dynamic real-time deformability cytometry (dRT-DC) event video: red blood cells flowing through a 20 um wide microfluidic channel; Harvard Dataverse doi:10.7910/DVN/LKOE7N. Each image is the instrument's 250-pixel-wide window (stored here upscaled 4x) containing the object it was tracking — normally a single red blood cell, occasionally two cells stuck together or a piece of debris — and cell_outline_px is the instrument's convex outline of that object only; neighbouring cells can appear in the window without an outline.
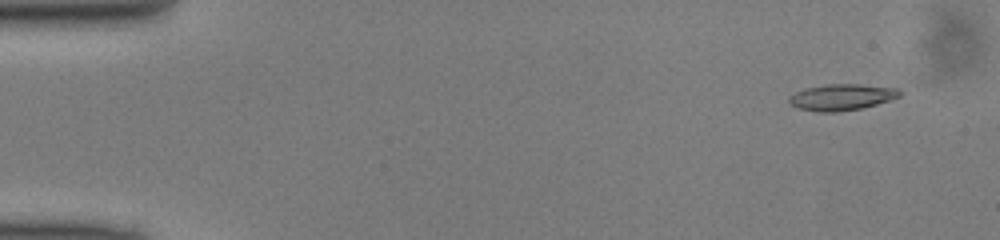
{"species": "common noctule bat (a hibernating species)", "species_latin": "Nyctalus noctula", "temperature_condition": "cold", "stored_images_in_passage": 50, "camera_frame_rate_fps": 3000, "um_per_image_px": 0.085, "animal": {"sex": "male", "body_mass_g": 13.0, "forearm_length_mm": 53.1}, "frame": {"image": 1, "passage_image": 4, "time_ms": 1.0, "image_size_px": [1000, 240], "cell_outline_px": [[900, 96], [864, 108], [836, 112], [816, 112], [800, 108], [792, 104], [788, 100], [788, 96], [804, 88], [828, 84], [860, 84], [896, 88], [900, 92]], "centroid_in_image_um": [71.51, 8.26], "position_along_channel_um": 13.5, "area_um2": 16.82}}
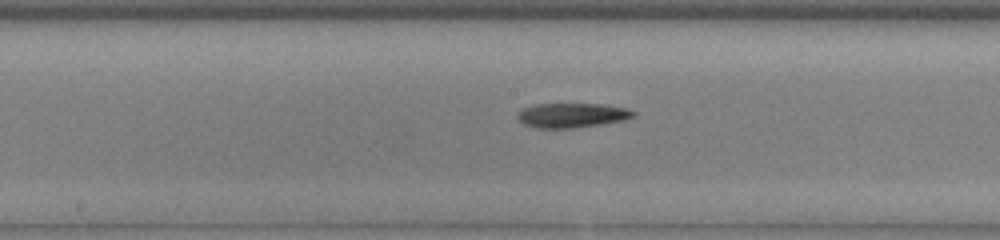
{"frame": {"image": 2, "passage_image": 26, "time_ms": 8.333, "image_size_px": [1000, 240], "cell_outline_px": [[636, 116], [624, 120], [600, 124], [572, 128], [536, 128], [524, 124], [516, 116], [524, 108], [536, 104], [600, 104], [628, 108], [636, 112]], "centroid_in_image_um": [48.65, 9.8], "position_along_channel_um": 199.5, "area_um2": 16.47}}
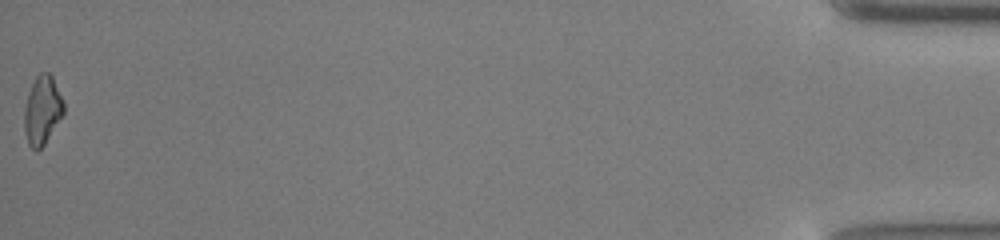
{"frame": {"image": 3, "passage_image": 50, "time_ms": 16.333, "image_size_px": [1000, 240], "cell_outline_px": [[64, 112], [44, 144], [36, 152], [28, 144], [24, 132], [24, 108], [28, 92], [36, 76], [40, 72], [48, 72], [52, 76], [64, 104]], "centroid_in_image_um": [3.57, 9.37], "position_along_channel_um": 431.6, "area_um2": 15.61}}